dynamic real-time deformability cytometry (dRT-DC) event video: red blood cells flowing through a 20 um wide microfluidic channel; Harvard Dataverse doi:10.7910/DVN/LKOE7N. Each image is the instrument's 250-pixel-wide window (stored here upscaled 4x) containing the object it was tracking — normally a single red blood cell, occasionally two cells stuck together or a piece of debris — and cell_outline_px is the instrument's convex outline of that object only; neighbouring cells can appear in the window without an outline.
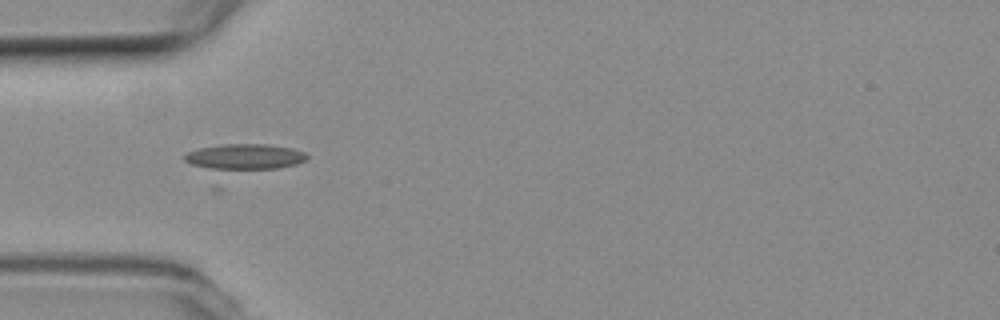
{"species": "common noctule bat (a hibernating species)", "species_latin": "Nyctalus noctula", "temperature_condition": "room temperature", "stored_images_in_passage": 36, "camera_frame_rate_fps": 3000, "um_per_image_px": 0.085, "animal": {"sex": "female", "body_mass_g": 19.3, "forearm_length_mm": 54.1}, "frame": {"image": 1, "passage_image": 10, "time_ms": 3.0, "image_size_px": [1000, 320], "cell_outline_px": [[308, 156], [304, 160], [296, 164], [220, 192], [216, 192], [184, 160], [184, 156], [188, 152], [200, 148], [224, 144], [264, 144], [292, 148], [304, 152]], "centroid_in_image_um": [20.42, 13.85], "position_along_channel_um": 64.6, "area_um2": 26.53}}
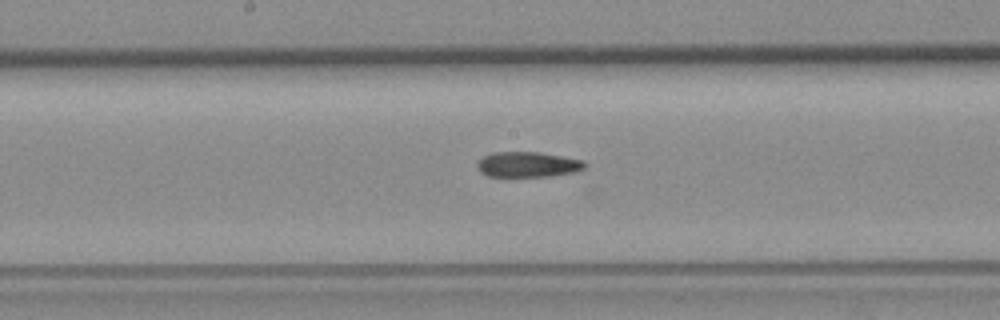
{"frame": {"image": 2, "passage_image": 21, "time_ms": 6.667, "image_size_px": [1000, 320], "cell_outline_px": [[588, 164], [584, 168], [576, 172], [552, 176], [488, 176], [480, 172], [476, 164], [484, 156], [492, 152], [540, 152], [584, 160]], "centroid_in_image_um": [44.9, 13.98], "position_along_channel_um": 203.3, "area_um2": 15.95}}
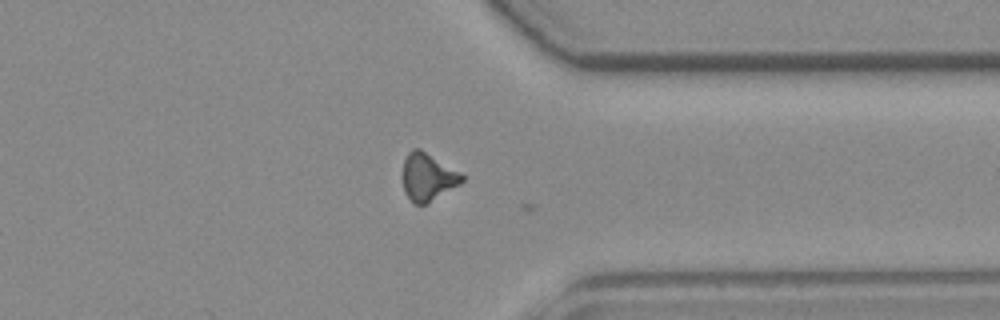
{"frame": {"image": 3, "passage_image": 35, "time_ms": 11.333, "image_size_px": [1000, 320], "cell_outline_px": [[464, 180], [460, 184], [424, 204], [412, 204], [404, 192], [404, 160], [408, 152], [412, 148], [420, 148], [460, 172], [464, 176]], "centroid_in_image_um": [36.36, 15.03], "position_along_channel_um": 375.0, "area_um2": 16.18}}